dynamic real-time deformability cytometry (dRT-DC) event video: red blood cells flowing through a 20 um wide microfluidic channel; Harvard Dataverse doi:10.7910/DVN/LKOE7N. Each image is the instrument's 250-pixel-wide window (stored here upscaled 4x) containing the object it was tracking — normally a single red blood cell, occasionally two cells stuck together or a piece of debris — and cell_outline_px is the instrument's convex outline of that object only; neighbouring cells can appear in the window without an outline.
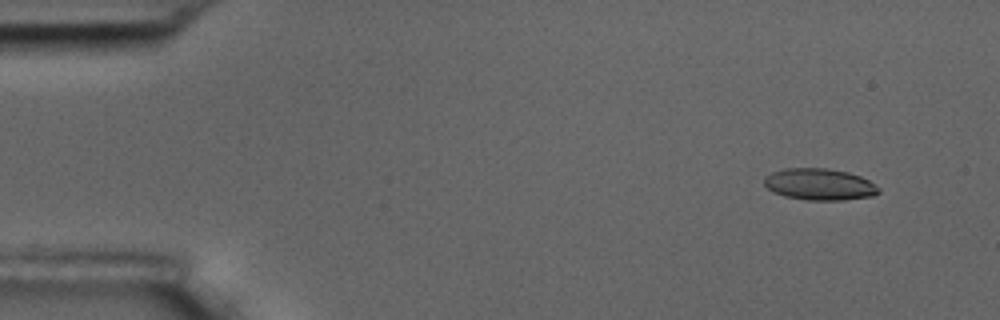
{"species": "common noctule bat (a hibernating species)", "species_latin": "Nyctalus noctula", "temperature_condition": "room temperature", "stored_images_in_passage": 5, "camera_frame_rate_fps": 3000, "um_per_image_px": 0.085, "animal": {"sex": "male", "body_mass_g": 17.5, "forearm_length_mm": 52.3}, "frame": {"image": 1, "passage_image": 1, "time_ms": 0.0, "image_size_px": [1000, 320], "cell_outline_px": [[880, 192], [872, 196], [844, 200], [808, 200], [784, 196], [772, 192], [764, 184], [764, 176], [772, 172], [784, 168], [824, 168], [848, 172], [860, 176], [868, 180], [880, 188]], "centroid_in_image_um": [69.64, 15.67], "position_along_channel_um": 15.4, "area_um2": 21.15}}
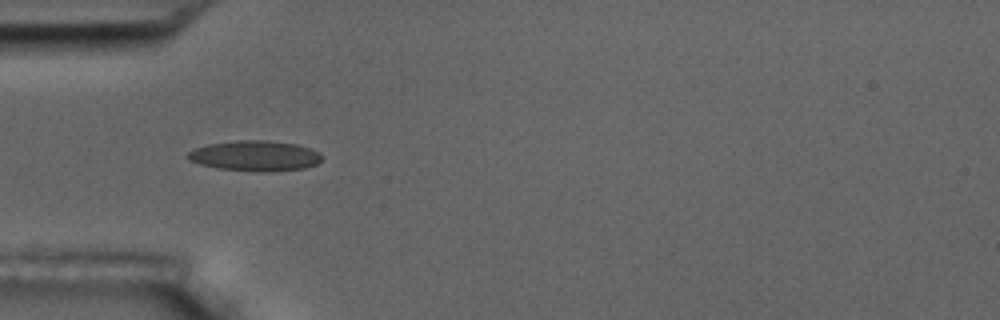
{"frame": {"image": 2, "passage_image": 4, "time_ms": 4.333, "image_size_px": [1000, 320], "cell_outline_px": [[324, 156], [316, 164], [304, 168], [268, 172], [264, 172], [216, 168], [200, 164], [188, 160], [188, 152], [196, 148], [208, 144], [236, 140], [268, 140], [296, 144], [320, 152]], "centroid_in_image_um": [21.69, 13.24], "position_along_channel_um": 63.3, "area_um2": 23.76}}